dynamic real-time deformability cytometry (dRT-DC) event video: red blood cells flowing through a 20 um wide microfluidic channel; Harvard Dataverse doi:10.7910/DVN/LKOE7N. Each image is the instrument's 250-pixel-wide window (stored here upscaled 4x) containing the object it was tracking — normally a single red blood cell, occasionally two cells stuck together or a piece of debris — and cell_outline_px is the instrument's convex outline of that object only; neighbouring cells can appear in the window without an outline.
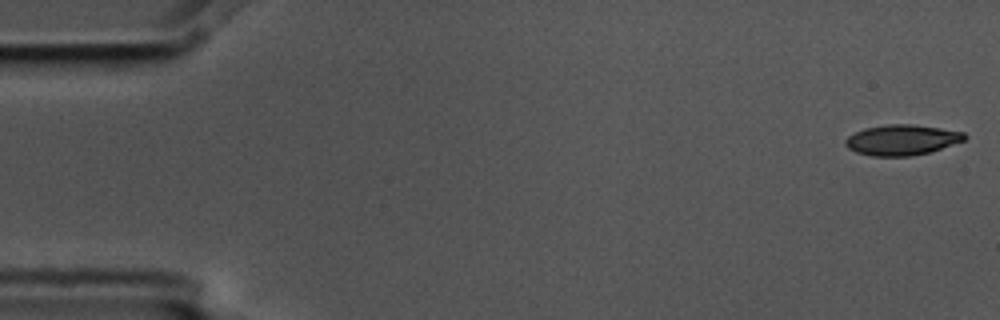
{"species": "common noctule bat (a hibernating species)", "species_latin": "Nyctalus noctula", "temperature_condition": "cold", "stored_images_in_passage": 5, "camera_frame_rate_fps": 3000, "um_per_image_px": 0.085, "animal": {"sex": "male", "body_mass_g": 17.5, "forearm_length_mm": 52.3}, "frame": {"image": 1, "passage_image": 1, "time_ms": 0.0, "image_size_px": [1000, 320], "cell_outline_px": [[968, 136], [964, 140], [932, 152], [912, 156], [872, 156], [856, 152], [848, 148], [844, 144], [844, 140], [848, 136], [864, 128], [888, 124], [912, 124], [940, 128], [964, 132]], "centroid_in_image_um": [76.66, 11.9], "position_along_channel_um": 8.3, "area_um2": 21.27}}
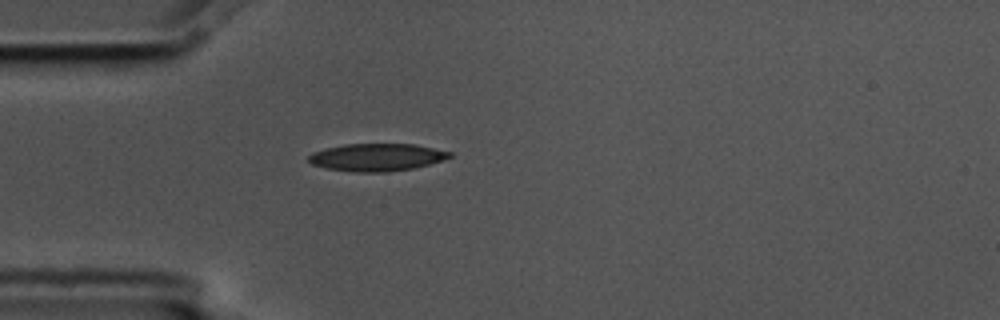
{"frame": {"image": 2, "passage_image": 5, "time_ms": 1.333, "image_size_px": [1000, 320], "cell_outline_px": [[452, 156], [444, 160], [412, 168], [388, 172], [352, 172], [324, 168], [312, 164], [308, 160], [308, 156], [312, 152], [344, 144], [412, 144], [452, 152]], "centroid_in_image_um": [32.0, 13.37], "position_along_channel_um": 53.0, "area_um2": 22.54}}